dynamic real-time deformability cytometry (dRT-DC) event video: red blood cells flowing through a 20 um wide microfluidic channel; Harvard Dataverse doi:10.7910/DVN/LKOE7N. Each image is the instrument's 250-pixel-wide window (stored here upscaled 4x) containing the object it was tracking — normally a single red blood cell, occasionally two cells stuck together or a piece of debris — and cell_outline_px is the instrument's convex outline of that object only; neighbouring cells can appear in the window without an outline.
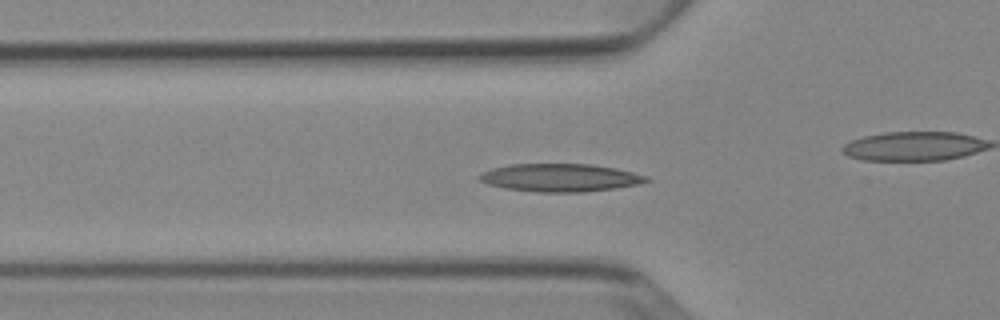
{"species": "Egyptian fruit bat (a non-hibernating species)", "species_latin": "Rousettus aegyptiacus", "temperature_condition": "cold", "stored_images_in_passage": 51, "camera_frame_rate_fps": 3000, "um_per_image_px": 0.085, "animal": {"sex": "female"}, "frame": {"image": 1, "passage_image": 16, "time_ms": 5.0, "image_size_px": [1000, 320], "cell_outline_px": [[652, 180], [636, 184], [616, 188], [584, 192], [536, 192], [504, 188], [488, 184], [480, 180], [480, 172], [492, 168], [508, 164], [592, 164], [616, 168], [648, 176]], "centroid_in_image_um": [47.61, 15.1], "position_along_channel_um": 78.2, "area_um2": 27.22}}
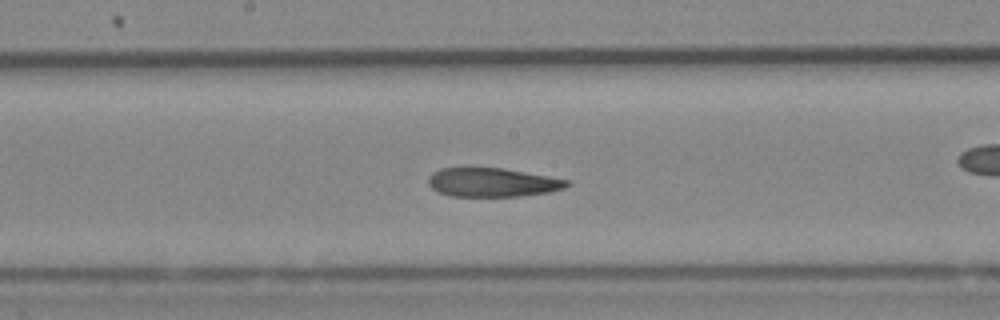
{"frame": {"image": 2, "passage_image": 26, "time_ms": 8.333, "image_size_px": [1000, 320], "cell_outline_px": [[572, 184], [564, 188], [548, 192], [520, 196], [452, 196], [436, 192], [428, 184], [428, 176], [432, 172], [440, 168], [464, 164], [468, 164], [504, 168], [548, 176], [568, 180]], "centroid_in_image_um": [41.75, 15.45], "position_along_channel_um": 206.4, "area_um2": 24.33}}
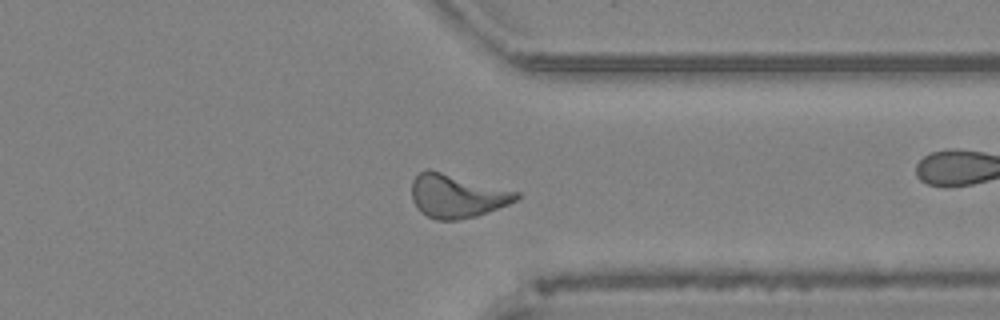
{"frame": {"image": 3, "passage_image": 39, "time_ms": 12.667, "image_size_px": [1000, 320], "cell_outline_px": [[520, 196], [516, 200], [508, 204], [488, 212], [476, 216], [456, 220], [436, 220], [420, 212], [416, 208], [412, 200], [412, 180], [420, 172], [428, 168], [432, 168], [520, 192]], "centroid_in_image_um": [38.82, 16.63], "position_along_channel_um": 372.6, "area_um2": 26.93}, "authors_computed_cell_mechanics": {"area_um2": 25.0852, "velocity_mm_per_s": 3.8563, "shape_relaxation_time_tau1_ms": null, "shape_relaxation_time_tau2_ms": 3.3996, "deformation_change_tau1": null, "deformation_change_tau2": 0.1193}}